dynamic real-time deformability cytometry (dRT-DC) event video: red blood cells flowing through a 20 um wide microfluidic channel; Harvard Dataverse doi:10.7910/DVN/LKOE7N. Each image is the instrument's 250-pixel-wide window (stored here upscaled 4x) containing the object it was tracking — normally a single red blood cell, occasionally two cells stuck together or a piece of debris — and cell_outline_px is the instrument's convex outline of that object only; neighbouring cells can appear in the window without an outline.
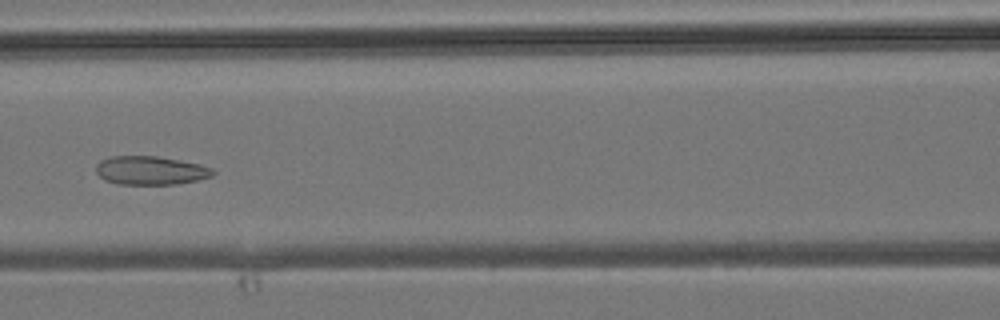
{"species": "common noctule bat (a hibernating species)", "species_latin": "Nyctalus noctula", "temperature_condition": "room temperature", "stored_images_in_passage": 45, "camera_frame_rate_fps": 3000, "um_per_image_px": 0.085, "animal": {"sex": "male", "body_mass_g": 19.2, "forearm_length_mm": 51.8}, "frame": {"image": 1, "passage_image": 19, "time_ms": 6.0, "image_size_px": [1000, 320], "cell_outline_px": [[216, 172], [212, 176], [196, 180], [176, 184], [116, 184], [104, 180], [96, 172], [96, 164], [100, 160], [112, 156], [156, 156], [200, 164], [212, 168]], "centroid_in_image_um": [12.77, 14.49], "position_along_channel_um": 153.8, "area_um2": 19.48}}
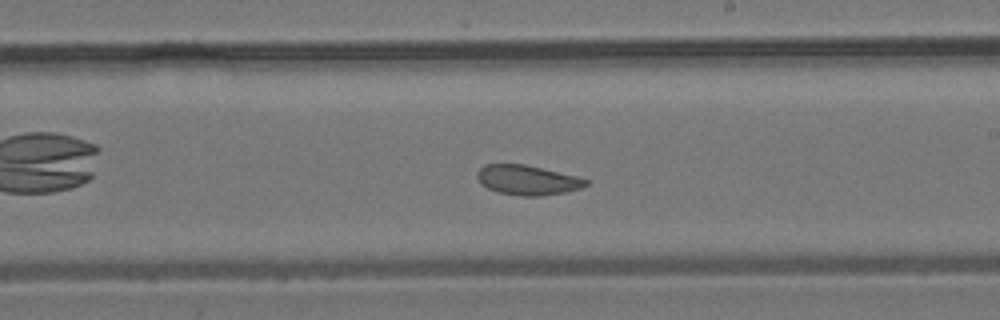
{"frame": {"image": 2, "passage_image": 25, "time_ms": 8.0, "image_size_px": [1000, 320], "cell_outline_px": [[588, 184], [580, 188], [564, 192], [540, 196], [520, 196], [500, 192], [488, 188], [480, 184], [476, 176], [476, 172], [484, 164], [524, 164], [576, 176], [588, 180]], "centroid_in_image_um": [44.79, 15.3], "position_along_channel_um": 244.2, "area_um2": 18.73}}
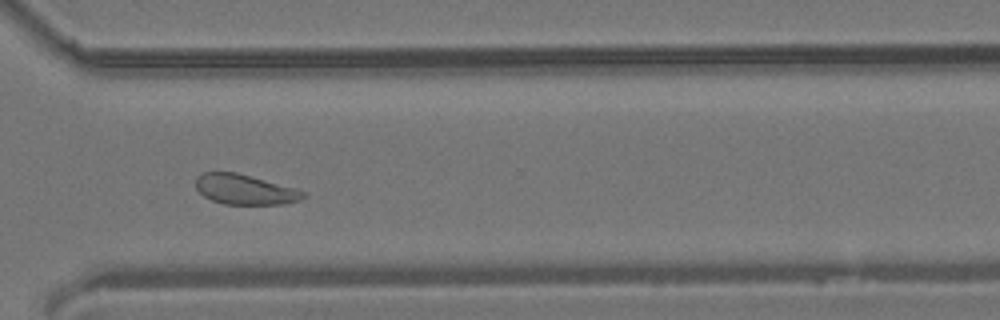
{"frame": {"image": 3, "passage_image": 32, "time_ms": 10.333, "image_size_px": [1000, 320], "cell_outline_px": [[304, 196], [300, 200], [284, 204], [224, 204], [212, 200], [204, 196], [196, 188], [196, 176], [204, 172], [236, 172], [292, 188], [304, 192]], "centroid_in_image_um": [20.75, 16.11], "position_along_channel_um": 349.9, "area_um2": 18.44}}